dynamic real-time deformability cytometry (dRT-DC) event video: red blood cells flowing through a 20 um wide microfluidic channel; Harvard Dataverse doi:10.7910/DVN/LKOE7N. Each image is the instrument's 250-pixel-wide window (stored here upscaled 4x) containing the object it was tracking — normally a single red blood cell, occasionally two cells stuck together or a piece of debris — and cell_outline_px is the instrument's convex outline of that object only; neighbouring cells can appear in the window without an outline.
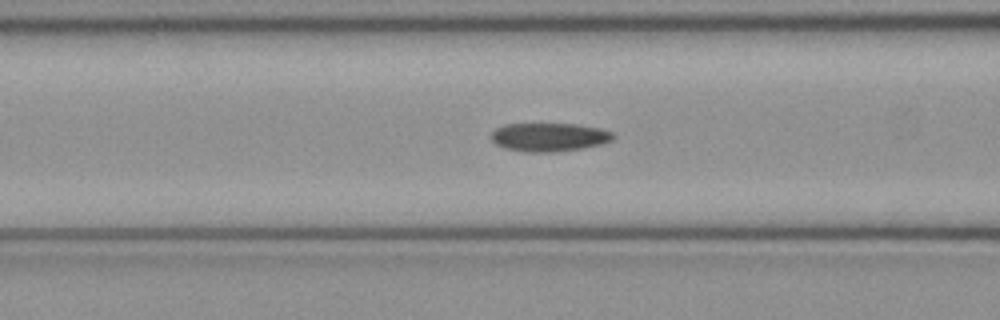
{"species": "common noctule bat (a hibernating species)", "species_latin": "Nyctalus noctula", "temperature_condition": "cold", "stored_images_in_passage": 51, "camera_frame_rate_fps": 3000, "um_per_image_px": 0.085, "animal": {"sex": "female", "body_mass_g": 21.9}, "frame": {"image": 1, "passage_image": 20, "time_ms": 6.333, "image_size_px": [1000, 320], "cell_outline_px": [[616, 136], [612, 140], [600, 144], [580, 148], [552, 152], [520, 152], [504, 148], [496, 144], [492, 140], [492, 132], [496, 128], [504, 124], [576, 124], [600, 128], [612, 132]], "centroid_in_image_um": [46.66, 11.65], "position_along_channel_um": 119.9, "area_um2": 20.23}}
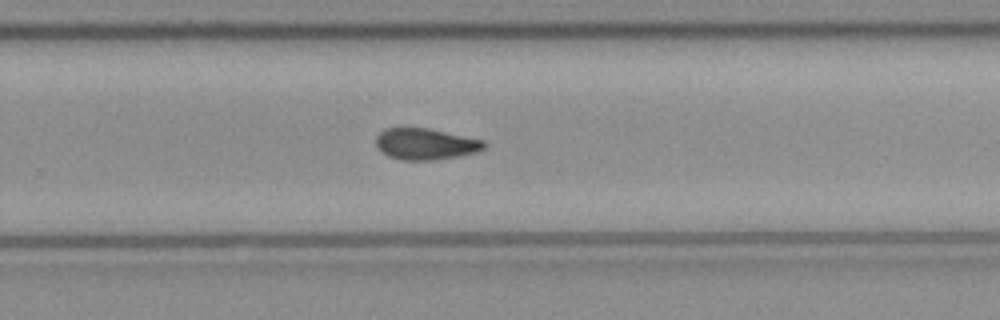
{"frame": {"image": 2, "passage_image": 33, "time_ms": 10.667, "image_size_px": [1000, 320], "cell_outline_px": [[488, 144], [484, 148], [476, 152], [456, 156], [432, 160], [400, 160], [388, 156], [376, 144], [376, 136], [384, 128], [428, 128], [484, 140]], "centroid_in_image_um": [36.18, 12.23], "position_along_channel_um": 293.6, "area_um2": 19.59}}
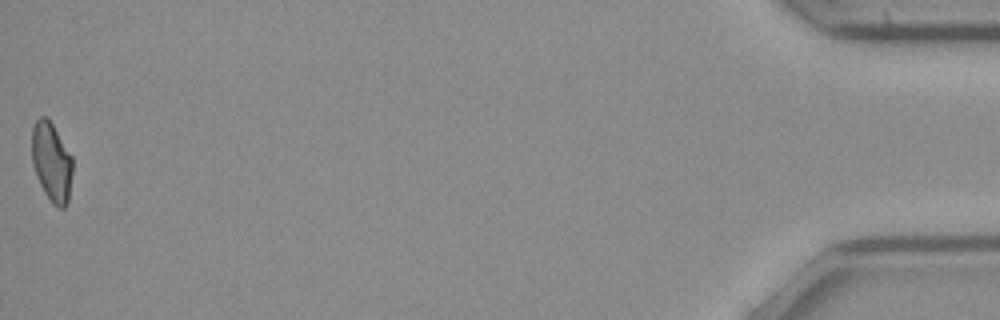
{"frame": {"image": 3, "passage_image": 51, "time_ms": 16.667, "image_size_px": [1000, 320], "cell_outline_px": [[72, 172], [68, 204], [64, 208], [60, 208], [52, 204], [44, 192], [36, 176], [32, 164], [32, 128], [36, 120], [40, 116], [44, 116], [52, 124], [72, 156]], "centroid_in_image_um": [4.38, 13.8], "position_along_channel_um": 430.8, "area_um2": 18.79}, "authors_computed_cell_mechanics": {"area_um2": 19.8832, "velocity_mm_per_s": 4.0095, "shape_relaxation_time_tau1_ms": 8.7721, "shape_relaxation_time_tau2_ms": 5.0111, "deformation_change_tau1": 0.1528, "deformation_change_tau2": 0.1037}}